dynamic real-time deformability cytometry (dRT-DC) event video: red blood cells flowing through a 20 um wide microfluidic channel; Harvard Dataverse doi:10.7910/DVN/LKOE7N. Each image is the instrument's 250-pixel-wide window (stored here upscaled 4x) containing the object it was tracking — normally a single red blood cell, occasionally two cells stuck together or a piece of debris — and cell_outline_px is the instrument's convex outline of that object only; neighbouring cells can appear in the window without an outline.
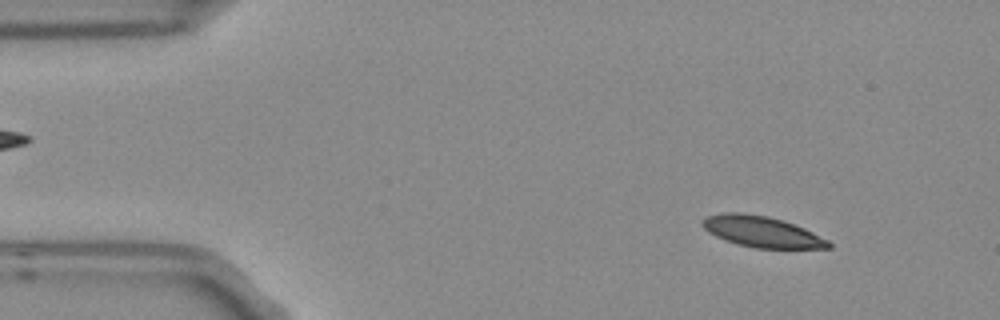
{"species": "Egyptian fruit bat (a non-hibernating species)", "species_latin": "Rousettus aegyptiacus", "temperature_condition": "room temperature", "stored_images_in_passage": 7, "camera_frame_rate_fps": 3000, "um_per_image_px": 0.085, "frame": {"image": 1, "passage_image": 2, "time_ms": 0.333, "image_size_px": [1000, 320], "cell_outline_px": [[832, 248], [756, 248], [740, 244], [716, 236], [708, 232], [700, 224], [700, 220], [704, 216], [720, 212], [744, 212], [768, 216], [784, 220], [804, 228], [828, 240], [832, 244]], "centroid_in_image_um": [64.72, 19.66], "position_along_channel_um": 20.3, "area_um2": 22.89}}
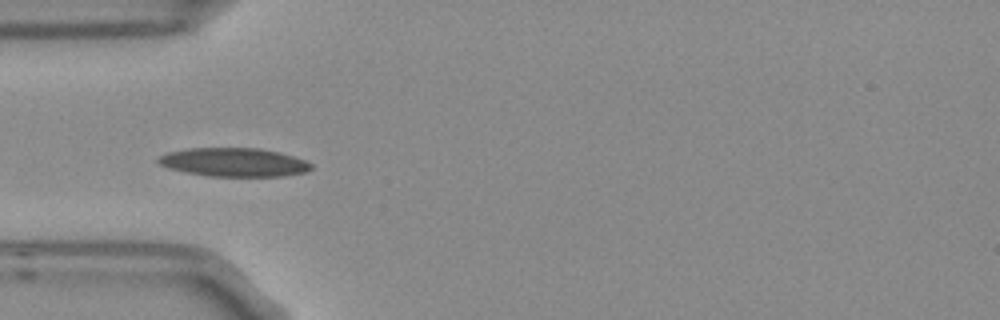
{"frame": {"image": 2, "passage_image": 5, "time_ms": 1.333, "image_size_px": [1000, 320], "cell_outline_px": [[312, 168], [304, 172], [280, 176], [208, 176], [168, 168], [160, 164], [156, 160], [160, 156], [168, 152], [188, 148], [260, 148], [280, 152], [304, 160], [312, 164]], "centroid_in_image_um": [19.87, 13.78], "position_along_channel_um": 65.1, "area_um2": 25.32}}